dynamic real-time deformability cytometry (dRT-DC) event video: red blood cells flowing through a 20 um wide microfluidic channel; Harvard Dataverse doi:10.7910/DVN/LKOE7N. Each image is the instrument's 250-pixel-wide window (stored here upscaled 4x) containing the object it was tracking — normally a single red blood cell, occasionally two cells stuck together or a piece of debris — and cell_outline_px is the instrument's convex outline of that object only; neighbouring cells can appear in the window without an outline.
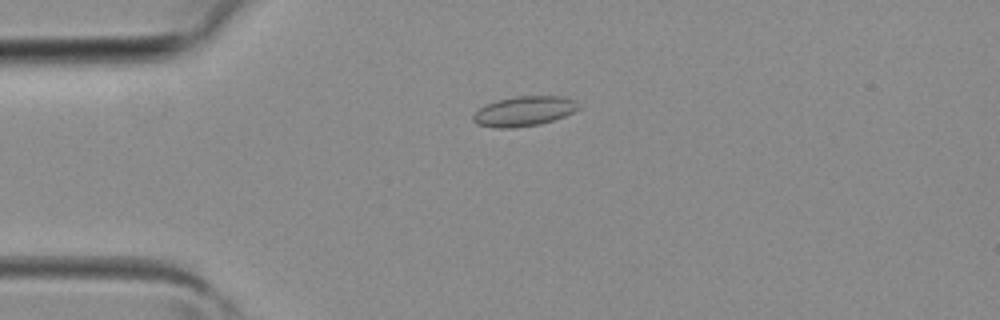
{"species": "common noctule bat (a hibernating species)", "species_latin": "Nyctalus noctula", "temperature_condition": "room temperature", "stored_images_in_passage": 33, "camera_frame_rate_fps": 3000, "um_per_image_px": 0.085, "animal": {"sex": "female", "body_mass_g": 19.3, "forearm_length_mm": 54.1}, "frame": {"image": 1, "passage_image": 2, "time_ms": 0.333, "image_size_px": [1000, 320], "cell_outline_px": [[580, 108], [564, 116], [540, 124], [512, 128], [496, 128], [476, 124], [472, 120], [472, 116], [484, 104], [496, 100], [516, 96], [560, 96], [576, 100], [580, 104]], "centroid_in_image_um": [44.53, 9.45], "position_along_channel_um": 40.5, "area_um2": 18.44}}
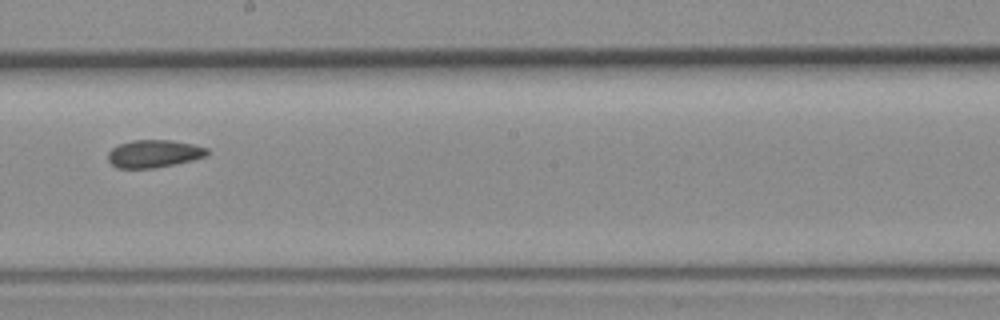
{"frame": {"image": 2, "passage_image": 15, "time_ms": 4.667, "image_size_px": [1000, 320], "cell_outline_px": [[208, 156], [192, 160], [152, 168], [116, 168], [108, 160], [108, 152], [112, 148], [120, 144], [132, 140], [172, 140], [192, 144], [208, 148]], "centroid_in_image_um": [13.08, 13.06], "position_along_channel_um": 235.1, "area_um2": 15.9}}
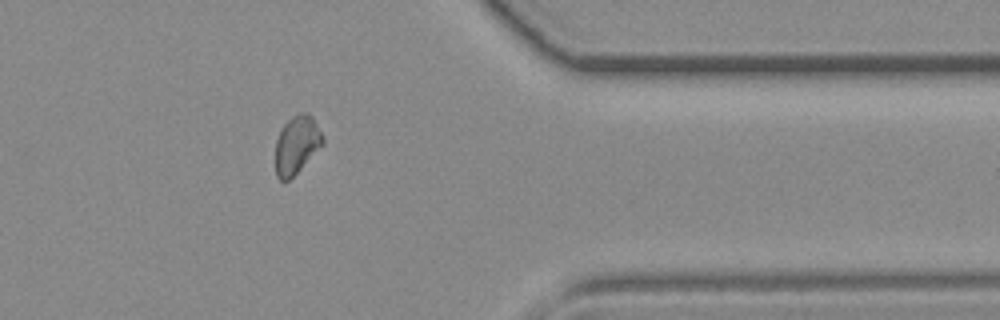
{"frame": {"image": 3, "passage_image": 25, "time_ms": 8.0, "image_size_px": [1000, 320], "cell_outline_px": [[324, 144], [288, 180], [280, 180], [276, 176], [276, 140], [280, 128], [292, 116], [300, 112], [308, 112], [312, 116], [324, 140]], "centroid_in_image_um": [25.21, 12.27], "position_along_channel_um": 386.2, "area_um2": 15.78}}